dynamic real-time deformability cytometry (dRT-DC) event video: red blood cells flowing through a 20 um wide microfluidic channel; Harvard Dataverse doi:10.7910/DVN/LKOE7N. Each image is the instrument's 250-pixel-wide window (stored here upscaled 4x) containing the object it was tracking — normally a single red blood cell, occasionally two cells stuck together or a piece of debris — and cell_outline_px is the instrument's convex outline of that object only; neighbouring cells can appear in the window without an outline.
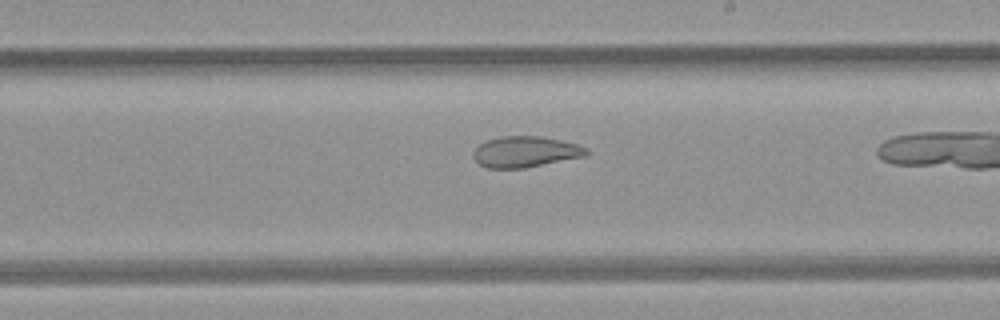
{"species": "common noctule bat (a hibernating species)", "species_latin": "Nyctalus noctula", "temperature_condition": "room temperature", "stored_images_in_passage": 16, "camera_frame_rate_fps": 3000, "um_per_image_px": 0.085, "animal": {"sex": "female", "body_mass_g": 21.9}, "frame": {"image": 1, "passage_image": 14, "time_ms": 4.333, "image_size_px": [1000, 320], "cell_outline_px": [[592, 152], [588, 156], [524, 168], [488, 168], [480, 164], [472, 156], [472, 152], [484, 140], [500, 136], [540, 136], [560, 140], [576, 144], [588, 148]], "centroid_in_image_um": [44.69, 12.9], "position_along_channel_um": 244.3, "area_um2": 20.63}}